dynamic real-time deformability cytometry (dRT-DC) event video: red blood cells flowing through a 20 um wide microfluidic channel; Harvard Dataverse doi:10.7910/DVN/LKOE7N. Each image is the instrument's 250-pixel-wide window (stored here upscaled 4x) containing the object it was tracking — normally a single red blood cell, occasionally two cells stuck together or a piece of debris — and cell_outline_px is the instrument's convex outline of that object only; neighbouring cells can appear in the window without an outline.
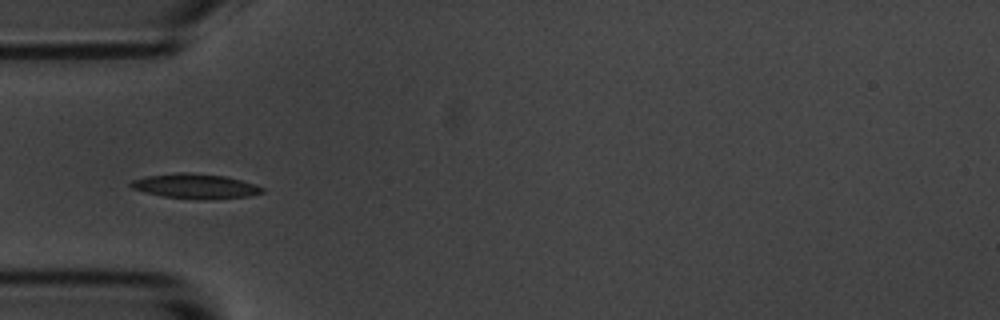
{"species": "common noctule bat (a hibernating species)", "species_latin": "Nyctalus noctula", "temperature_condition": "room temperature", "stored_images_in_passage": 22, "camera_frame_rate_fps": 3000, "um_per_image_px": 0.085, "animal": {"sex": "male", "body_mass_g": 20.1, "forearm_length_mm": 53.5}, "frame": {"image": 1, "passage_image": 4, "time_ms": 1.0, "image_size_px": [1000, 320], "cell_outline_px": [[264, 192], [252, 196], [204, 200], [164, 196], [144, 192], [132, 188], [128, 184], [132, 180], [144, 176], [176, 172], [192, 172], [224, 176], [240, 180], [264, 188]], "centroid_in_image_um": [16.58, 15.82], "position_along_channel_um": 68.4, "area_um2": 19.07}}
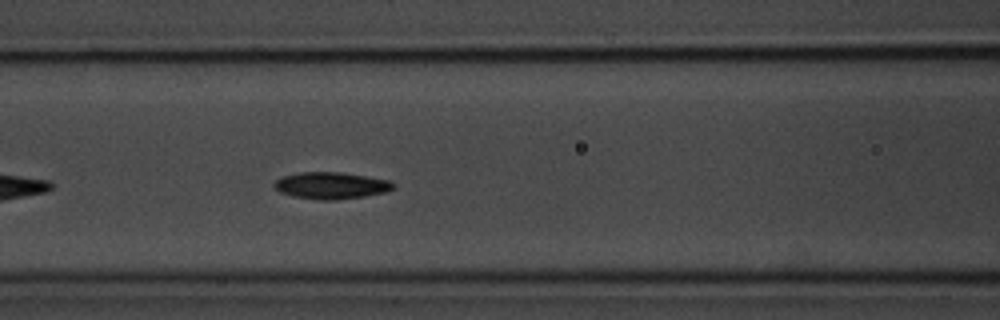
{"frame": {"image": 2, "passage_image": 10, "time_ms": 3.0, "image_size_px": [1000, 320], "cell_outline_px": [[396, 184], [392, 188], [384, 192], [364, 196], [336, 200], [320, 200], [292, 196], [280, 192], [272, 184], [280, 176], [300, 172], [340, 172], [388, 180]], "centroid_in_image_um": [28.09, 15.77], "position_along_channel_um": 138.5, "area_um2": 18.5}}